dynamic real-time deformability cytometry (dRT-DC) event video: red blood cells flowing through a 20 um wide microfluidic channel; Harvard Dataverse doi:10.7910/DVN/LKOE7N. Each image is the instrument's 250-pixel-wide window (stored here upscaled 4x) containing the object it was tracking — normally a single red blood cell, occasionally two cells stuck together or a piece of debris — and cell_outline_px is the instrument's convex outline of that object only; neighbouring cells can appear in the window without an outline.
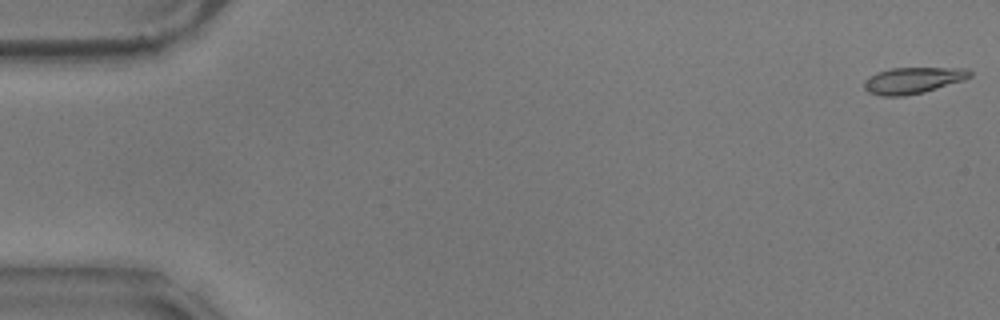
{"species": "common noctule bat (a hibernating species)", "species_latin": "Nyctalus noctula", "temperature_condition": "warm", "stored_images_in_passage": 57, "camera_frame_rate_fps": 3000, "um_per_image_px": 0.085, "animal": {"sex": "male", "body_mass_g": 17.9}, "frame": {"image": 1, "passage_image": 1, "time_ms": 0.0, "image_size_px": [1000, 320], "cell_outline_px": [[972, 76], [964, 80], [924, 92], [904, 96], [880, 96], [868, 92], [864, 88], [864, 80], [876, 72], [892, 68], [968, 68], [972, 72]], "centroid_in_image_um": [77.6, 6.83], "position_along_channel_um": 7.4, "area_um2": 16.3}}
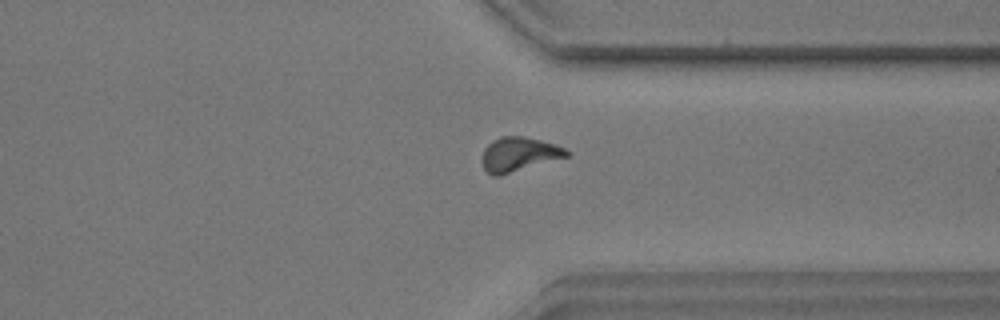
{"frame": {"image": 2, "passage_image": 44, "time_ms": 14.333, "image_size_px": [1000, 320], "cell_outline_px": [[572, 152], [568, 156], [500, 176], [492, 176], [484, 168], [480, 160], [484, 148], [492, 140], [500, 136], [524, 136], [556, 144]], "centroid_in_image_um": [44.08, 13.11], "position_along_channel_um": 367.3, "area_um2": 17.05}}
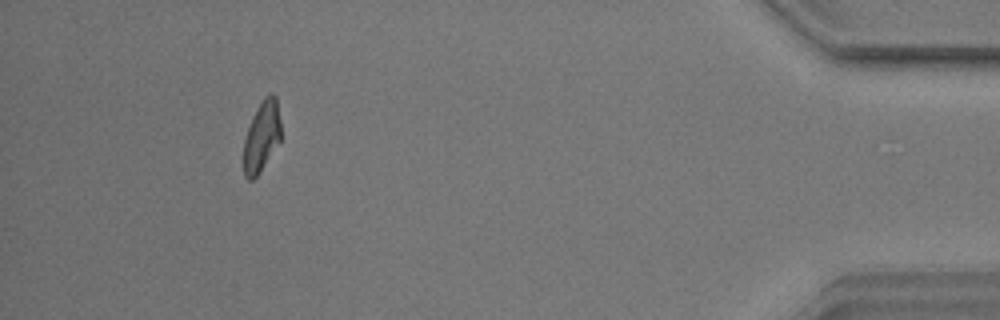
{"frame": {"image": 3, "passage_image": 53, "time_ms": 17.333, "image_size_px": [1000, 320], "cell_outline_px": [[280, 140], [260, 172], [252, 180], [248, 180], [244, 176], [244, 140], [252, 116], [264, 96], [268, 92], [272, 92], [276, 96], [280, 120]], "centroid_in_image_um": [22.24, 11.56], "position_along_channel_um": 413.0, "area_um2": 15.26}, "authors_computed_cell_mechanics": {"area_um2": 16.0684, "velocity_mm_per_s": 3.5351, "shape_relaxation_time_tau1_ms": null, "shape_relaxation_time_tau2_ms": 2.3712, "deformation_change_tau1": null, "deformation_change_tau2": 0.1121}}